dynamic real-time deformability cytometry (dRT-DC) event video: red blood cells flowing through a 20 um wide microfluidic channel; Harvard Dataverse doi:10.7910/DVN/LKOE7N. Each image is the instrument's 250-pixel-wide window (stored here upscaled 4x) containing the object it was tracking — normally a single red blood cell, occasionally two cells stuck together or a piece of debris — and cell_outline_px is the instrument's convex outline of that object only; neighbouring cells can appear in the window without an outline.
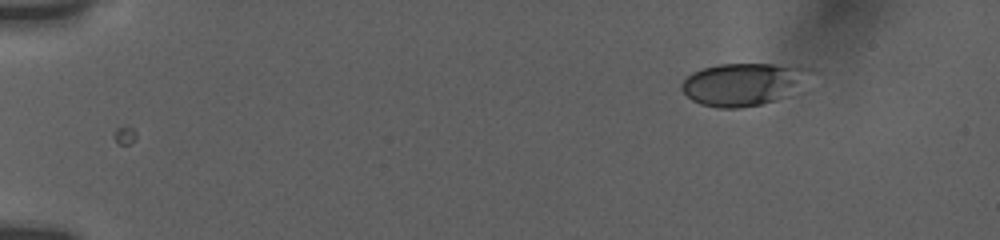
{"species": "human", "species_latin": "Homo sapiens", "temperature_condition": "room temperature", "stored_images_in_passage": 49, "camera_frame_rate_fps": 3000, "um_per_image_px": 0.085, "donor": {"sex": "female"}, "frame": {"image": 1, "passage_image": 1, "time_ms": 0.0, "image_size_px": [1000, 240], "cell_outline_px": [[820, 72], [772, 100], [760, 104], [740, 108], [716, 108], [700, 104], [692, 100], [680, 88], [680, 84], [692, 72], [704, 68], [720, 64], [808, 64], [816, 68]], "centroid_in_image_um": [63.23, 7.1], "position_along_channel_um": 21.8, "area_um2": 32.02}}
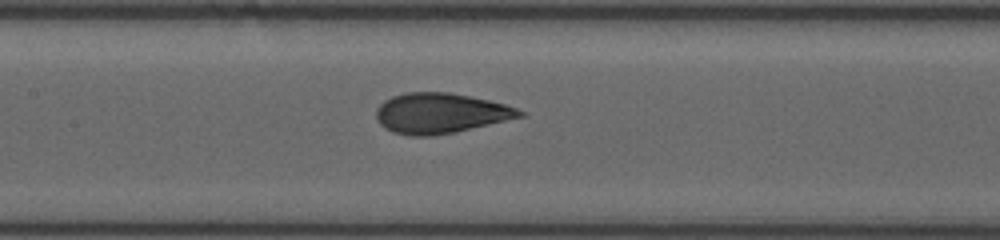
{"frame": {"image": 2, "passage_image": 22, "time_ms": 7.0, "image_size_px": [1000, 240], "cell_outline_px": [[524, 116], [452, 132], [432, 136], [412, 136], [392, 132], [384, 128], [380, 124], [376, 116], [376, 108], [384, 100], [392, 96], [404, 92], [448, 92], [488, 100], [504, 104], [516, 108], [524, 112]], "centroid_in_image_um": [37.37, 9.61], "position_along_channel_um": 170.0, "area_um2": 33.35}}
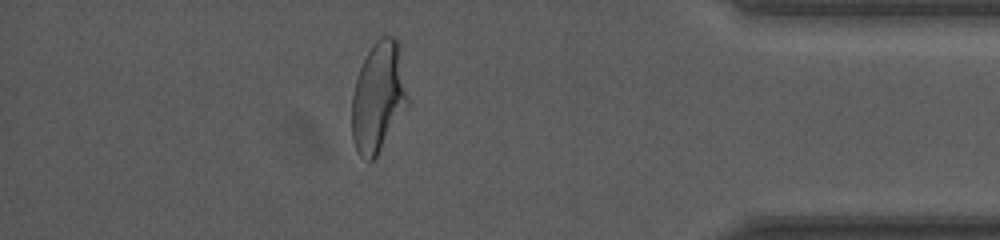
{"frame": {"image": 3, "passage_image": 43, "time_ms": 14.0, "image_size_px": [1000, 240], "cell_outline_px": [[408, 108], [376, 156], [372, 160], [368, 160], [360, 156], [356, 152], [352, 140], [352, 96], [356, 80], [360, 68], [372, 44], [380, 36], [396, 36], [400, 40], [408, 96]], "centroid_in_image_um": [32.19, 8.22], "position_along_channel_um": 403.0, "area_um2": 36.47}, "authors_computed_cell_mechanics": {"area_um2": 33.3506, "velocity_mm_per_s": 3.7632, "shape_relaxation_time_tau1_ms": 3.7476, "shape_relaxation_time_tau2_ms": 0.7132, "deformation_change_tau1": 0.1872, "deformation_change_tau2": 0.0761}}